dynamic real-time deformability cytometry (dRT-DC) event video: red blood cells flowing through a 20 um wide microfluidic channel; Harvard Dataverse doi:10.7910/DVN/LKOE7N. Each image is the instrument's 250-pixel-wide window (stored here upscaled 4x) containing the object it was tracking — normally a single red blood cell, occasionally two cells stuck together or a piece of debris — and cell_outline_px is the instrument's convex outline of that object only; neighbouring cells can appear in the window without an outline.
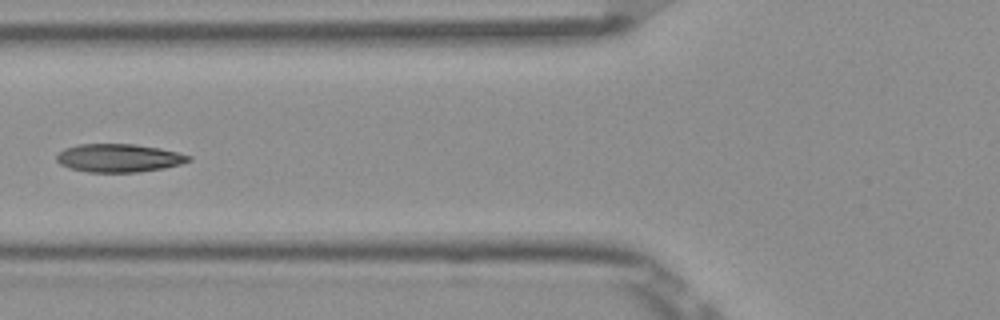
{"species": "Egyptian fruit bat (a non-hibernating species)", "species_latin": "Rousettus aegyptiacus", "temperature_condition": "room temperature", "stored_images_in_passage": 6, "camera_frame_rate_fps": 3000, "um_per_image_px": 0.085, "frame": {"image": 1, "passage_image": 5, "time_ms": 1.333, "image_size_px": [1000, 320], "cell_outline_px": [[192, 160], [180, 164], [164, 168], [136, 172], [88, 172], [68, 168], [60, 164], [56, 160], [56, 156], [64, 148], [76, 144], [136, 144], [160, 148], [192, 156]], "centroid_in_image_um": [10.08, 13.42], "position_along_channel_um": 115.7, "area_um2": 21.79}}
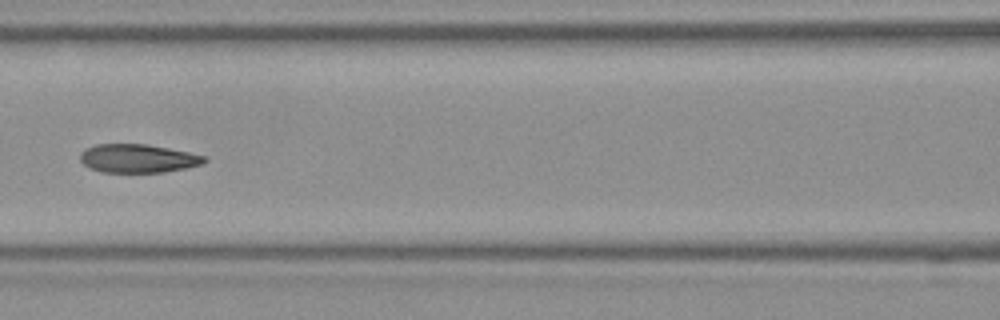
{"frame": {"image": 2, "passage_image": 6, "time_ms": 1.667, "image_size_px": [1000, 320], "cell_outline_px": [[208, 160], [204, 164], [188, 168], [164, 172], [104, 172], [92, 168], [84, 164], [80, 160], [80, 152], [84, 148], [96, 144], [148, 144], [208, 156]], "centroid_in_image_um": [11.77, 13.46], "position_along_channel_um": 154.8, "area_um2": 20.81}}